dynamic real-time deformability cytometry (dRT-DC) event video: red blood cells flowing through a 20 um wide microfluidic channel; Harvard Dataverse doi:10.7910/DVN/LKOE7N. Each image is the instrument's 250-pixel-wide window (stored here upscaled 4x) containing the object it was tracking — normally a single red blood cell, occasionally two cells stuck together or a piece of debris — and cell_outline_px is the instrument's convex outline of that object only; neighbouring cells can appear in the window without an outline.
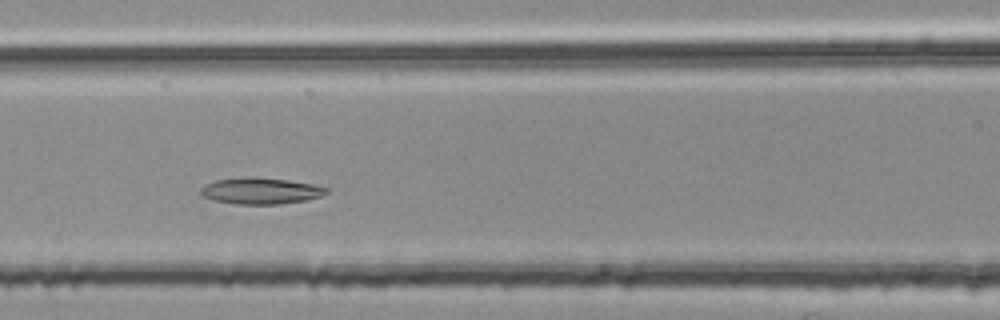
{"species": "common noctule bat (a hibernating species)", "species_latin": "Nyctalus noctula", "temperature_condition": "room temperature", "stored_images_in_passage": 43, "camera_frame_rate_fps": 3000, "um_per_image_px": 0.085, "animal": {"sex": "female", "body_mass_g": 25.1}, "frame": {"image": 1, "passage_image": 17, "time_ms": 5.333, "image_size_px": [1000, 320], "cell_outline_px": [[328, 192], [320, 196], [308, 200], [280, 204], [236, 204], [212, 200], [200, 196], [200, 188], [216, 180], [248, 176], [288, 180], [312, 184], [328, 188]], "centroid_in_image_um": [22.13, 16.23], "position_along_channel_um": 144.5, "area_um2": 19.36}}
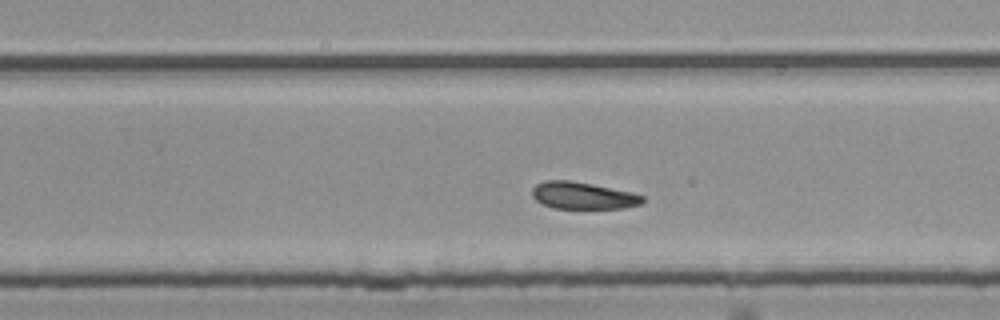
{"frame": {"image": 2, "passage_image": 28, "time_ms": 9.0, "image_size_px": [1000, 320], "cell_outline_px": [[644, 200], [640, 204], [624, 208], [552, 208], [536, 200], [532, 196], [532, 188], [536, 184], [544, 180], [568, 180], [592, 184], [632, 192], [644, 196]], "centroid_in_image_um": [49.54, 16.62], "position_along_channel_um": 280.3, "area_um2": 17.34}}
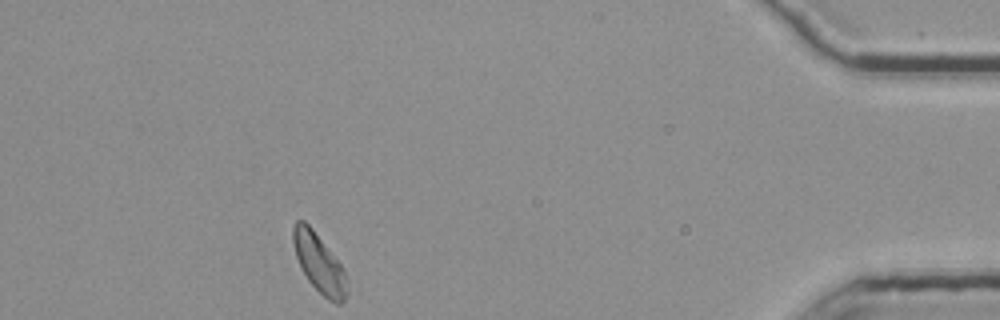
{"frame": {"image": 3, "passage_image": 43, "time_ms": 14.0, "image_size_px": [1000, 320], "cell_outline_px": [[348, 292], [344, 300], [340, 304], [336, 304], [328, 300], [308, 280], [296, 256], [292, 240], [292, 228], [296, 220], [304, 220], [312, 228], [340, 264], [348, 280]], "centroid_in_image_um": [27.13, 22.38], "position_along_channel_um": 408.1, "area_um2": 18.21}, "authors_computed_cell_mechanics": {"area_um2": 18.5538, "velocity_mm_per_s": 3.7215, "shape_relaxation_time_tau1_ms": 4.8635, "shape_relaxation_time_tau2_ms": null, "deformation_change_tau1": 0.1136, "deformation_change_tau2": null}}